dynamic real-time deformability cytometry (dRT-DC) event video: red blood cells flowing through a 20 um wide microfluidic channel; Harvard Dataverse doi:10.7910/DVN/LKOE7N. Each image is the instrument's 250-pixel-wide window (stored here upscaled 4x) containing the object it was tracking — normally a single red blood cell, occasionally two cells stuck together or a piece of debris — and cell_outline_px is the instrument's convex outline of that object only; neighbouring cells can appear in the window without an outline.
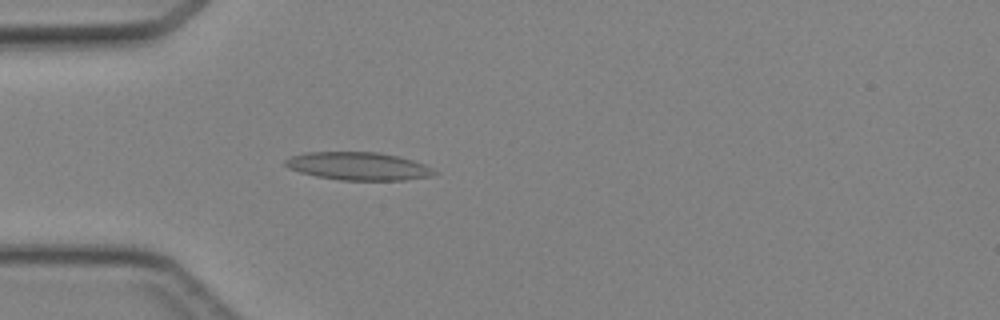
{"species": "Egyptian fruit bat (a non-hibernating species)", "species_latin": "Rousettus aegyptiacus", "temperature_condition": "cold", "stored_images_in_passage": 45, "camera_frame_rate_fps": 3000, "um_per_image_px": 0.085, "animal": {"sex": "female"}, "frame": {"image": 1, "passage_image": 13, "time_ms": 4.0, "image_size_px": [1000, 320], "cell_outline_px": [[440, 172], [432, 176], [404, 180], [340, 180], [316, 176], [300, 172], [288, 168], [284, 164], [284, 160], [292, 156], [304, 152], [376, 152], [400, 156], [424, 164]], "centroid_in_image_um": [30.47, 14.12], "position_along_channel_um": 54.5, "area_um2": 24.39}}
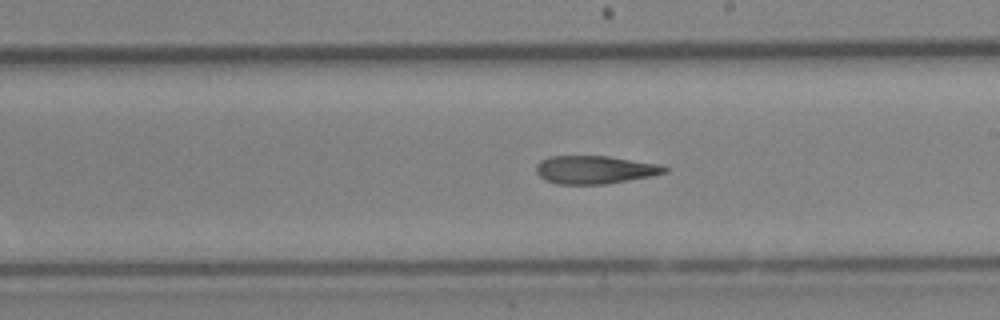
{"frame": {"image": 2, "passage_image": 26, "time_ms": 8.333, "image_size_px": [1000, 320], "cell_outline_px": [[668, 172], [652, 176], [608, 184], [556, 184], [544, 180], [536, 172], [536, 164], [540, 160], [552, 156], [608, 156], [660, 164], [668, 168]], "centroid_in_image_um": [50.57, 14.43], "position_along_channel_um": 238.4, "area_um2": 21.21}}
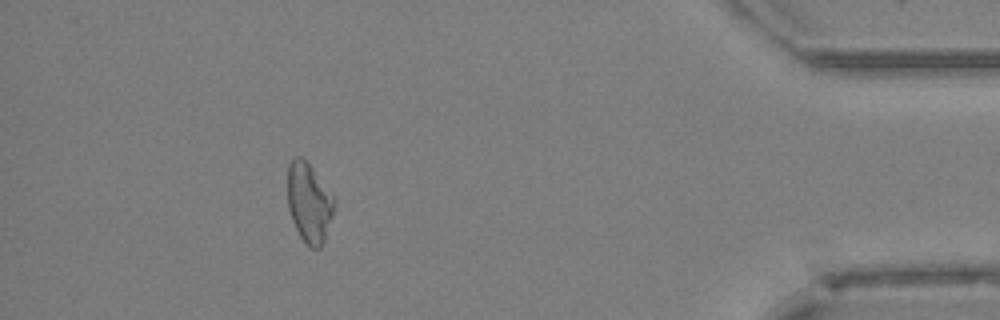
{"frame": {"image": 3, "passage_image": 41, "time_ms": 13.333, "image_size_px": [1000, 320], "cell_outline_px": [[336, 204], [324, 244], [320, 248], [312, 248], [300, 236], [292, 220], [288, 208], [288, 164], [296, 156], [300, 156], [312, 168], [336, 200]], "centroid_in_image_um": [26.29, 17.25], "position_along_channel_um": 408.9, "area_um2": 21.5}}